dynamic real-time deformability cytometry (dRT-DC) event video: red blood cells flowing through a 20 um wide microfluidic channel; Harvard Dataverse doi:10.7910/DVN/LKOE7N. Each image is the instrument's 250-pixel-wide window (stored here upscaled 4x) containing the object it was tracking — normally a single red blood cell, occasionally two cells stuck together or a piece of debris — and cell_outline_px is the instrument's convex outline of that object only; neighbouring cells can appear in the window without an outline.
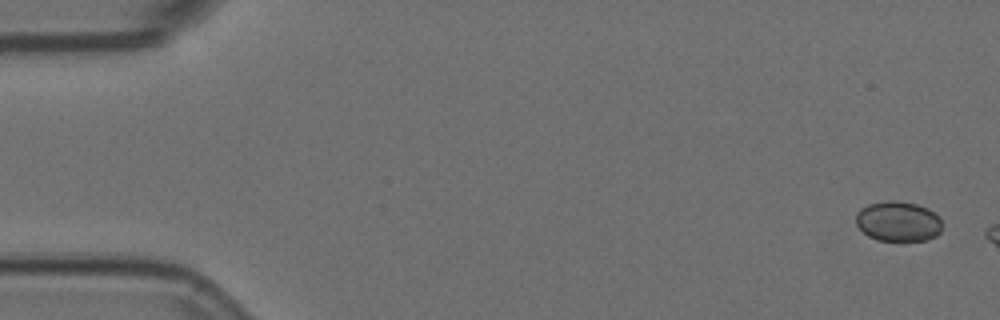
{"species": "Egyptian fruit bat (a non-hibernating species)", "species_latin": "Rousettus aegyptiacus", "temperature_condition": "room temperature", "stored_images_in_passage": 3, "camera_frame_rate_fps": 3000, "um_per_image_px": 0.085, "animal": {"sex": "female"}, "frame": {"image": 1, "passage_image": 1, "time_ms": 0.0, "image_size_px": [1000, 320], "cell_outline_px": [[940, 232], [936, 236], [924, 240], [904, 244], [880, 240], [868, 236], [856, 224], [856, 212], [860, 208], [868, 204], [884, 200], [896, 200], [916, 204], [928, 208], [940, 220]], "centroid_in_image_um": [76.31, 18.85], "position_along_channel_um": 8.7, "area_um2": 20.63}}